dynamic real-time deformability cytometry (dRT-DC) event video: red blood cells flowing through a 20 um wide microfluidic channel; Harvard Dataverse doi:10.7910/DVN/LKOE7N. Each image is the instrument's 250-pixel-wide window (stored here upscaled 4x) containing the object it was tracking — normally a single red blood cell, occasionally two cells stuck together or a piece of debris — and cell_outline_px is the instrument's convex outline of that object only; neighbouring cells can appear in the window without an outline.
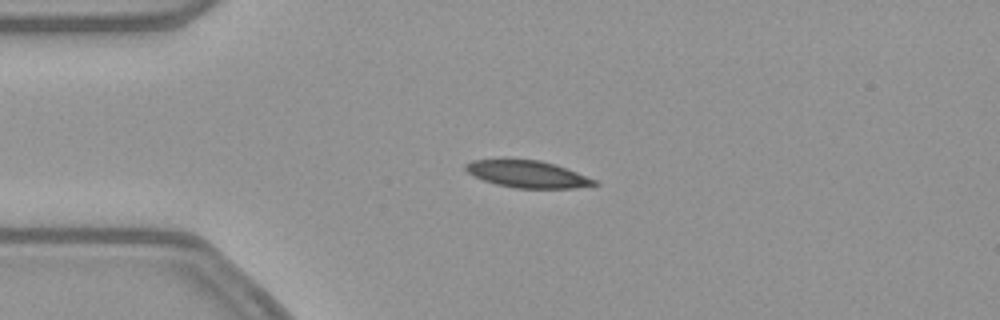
{"species": "common noctule bat (a hibernating species)", "species_latin": "Nyctalus noctula", "temperature_condition": "warm", "stored_images_in_passage": 26, "camera_frame_rate_fps": 3000, "um_per_image_px": 0.085, "animal": {"sex": "female", "body_mass_g": 21.9}, "frame": {"image": 1, "passage_image": 2, "time_ms": 0.333, "image_size_px": [1000, 320], "cell_outline_px": [[600, 184], [576, 188], [516, 188], [496, 184], [472, 176], [464, 168], [464, 164], [472, 160], [540, 160], [576, 172], [596, 180]], "centroid_in_image_um": [44.82, 14.81], "position_along_channel_um": 40.2, "area_um2": 19.94}}
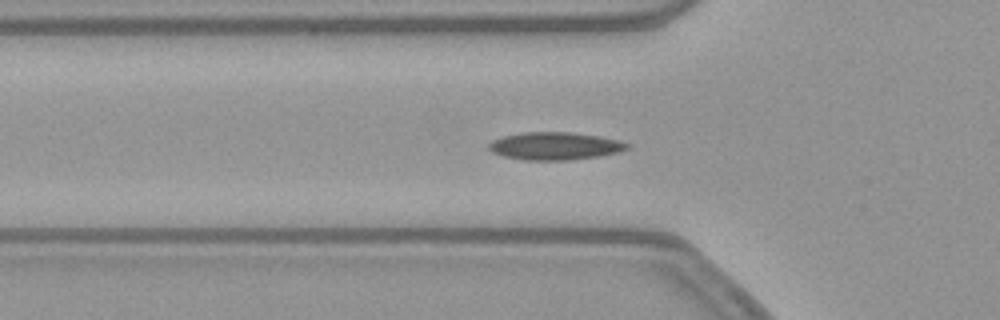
{"frame": {"image": 2, "passage_image": 7, "time_ms": 2.0, "image_size_px": [1000, 320], "cell_outline_px": [[628, 148], [620, 152], [600, 156], [572, 160], [524, 160], [504, 156], [492, 152], [488, 148], [488, 144], [492, 140], [504, 136], [524, 132], [572, 132], [600, 136], [620, 140], [628, 144]], "centroid_in_image_um": [47.18, 12.41], "position_along_channel_um": 78.6, "area_um2": 22.43}}
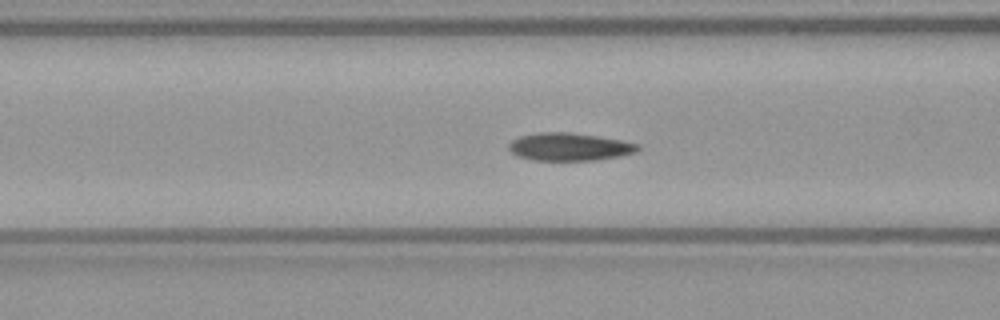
{"frame": {"image": 3, "passage_image": 10, "time_ms": 3.0, "image_size_px": [1000, 320], "cell_outline_px": [[640, 148], [636, 152], [620, 156], [596, 160], [532, 160], [516, 156], [508, 148], [508, 144], [512, 140], [520, 136], [540, 132], [568, 132], [596, 136], [620, 140], [640, 144]], "centroid_in_image_um": [48.38, 12.48], "position_along_channel_um": 118.2, "area_um2": 20.87}}